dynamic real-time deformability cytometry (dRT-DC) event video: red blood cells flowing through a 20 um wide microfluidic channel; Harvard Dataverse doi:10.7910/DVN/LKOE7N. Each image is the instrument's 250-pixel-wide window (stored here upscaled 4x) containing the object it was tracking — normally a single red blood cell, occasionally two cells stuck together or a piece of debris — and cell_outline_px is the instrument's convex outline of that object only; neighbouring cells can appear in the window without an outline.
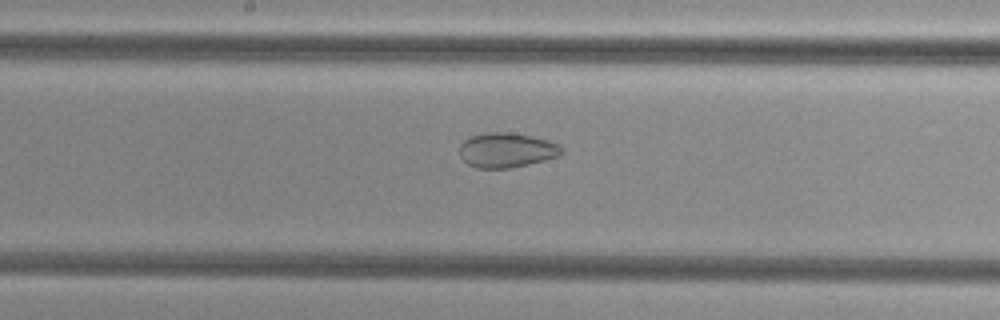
{"species": "common noctule bat (a hibernating species)", "species_latin": "Nyctalus noctula", "temperature_condition": "cold", "stored_images_in_passage": 51, "camera_frame_rate_fps": 3000, "um_per_image_px": 0.085, "animal": {"sex": "female", "body_mass_g": 29.2, "forearm_length_mm": 56.3}, "frame": {"image": 1, "passage_image": 27, "time_ms": 8.667, "image_size_px": [1000, 320], "cell_outline_px": [[564, 152], [560, 156], [528, 164], [508, 168], [476, 168], [468, 164], [460, 156], [460, 144], [464, 140], [472, 136], [484, 132], [512, 132], [532, 136], [548, 140], [564, 148]], "centroid_in_image_um": [43.07, 12.75], "position_along_channel_um": 205.1, "area_um2": 20.75}}
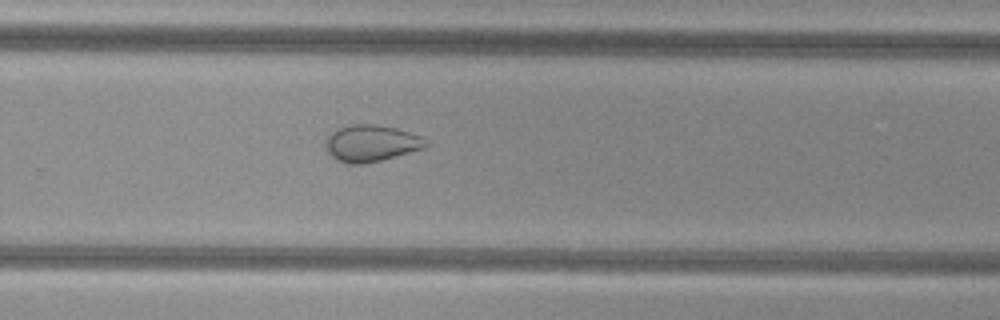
{"frame": {"image": 2, "passage_image": 34, "time_ms": 11.0, "image_size_px": [1000, 320], "cell_outline_px": [[428, 144], [424, 148], [380, 160], [364, 164], [348, 164], [336, 160], [328, 152], [324, 144], [324, 140], [336, 128], [352, 124], [376, 124], [396, 128], [424, 136]], "centroid_in_image_um": [31.53, 12.17], "position_along_channel_um": 298.3, "area_um2": 21.56}}
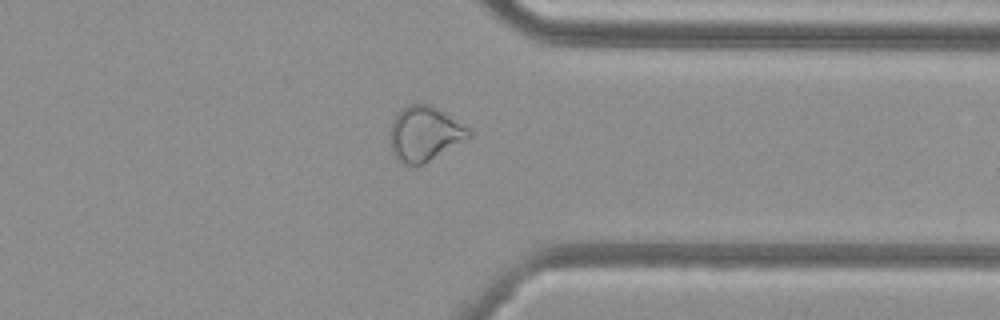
{"frame": {"image": 3, "passage_image": 40, "time_ms": 13.0, "image_size_px": [1000, 320], "cell_outline_px": [[472, 136], [468, 140], [424, 164], [400, 164], [392, 156], [392, 120], [408, 104], [432, 104], [468, 128], [472, 132]], "centroid_in_image_um": [36.13, 11.39], "position_along_channel_um": 375.3, "area_um2": 25.09}}